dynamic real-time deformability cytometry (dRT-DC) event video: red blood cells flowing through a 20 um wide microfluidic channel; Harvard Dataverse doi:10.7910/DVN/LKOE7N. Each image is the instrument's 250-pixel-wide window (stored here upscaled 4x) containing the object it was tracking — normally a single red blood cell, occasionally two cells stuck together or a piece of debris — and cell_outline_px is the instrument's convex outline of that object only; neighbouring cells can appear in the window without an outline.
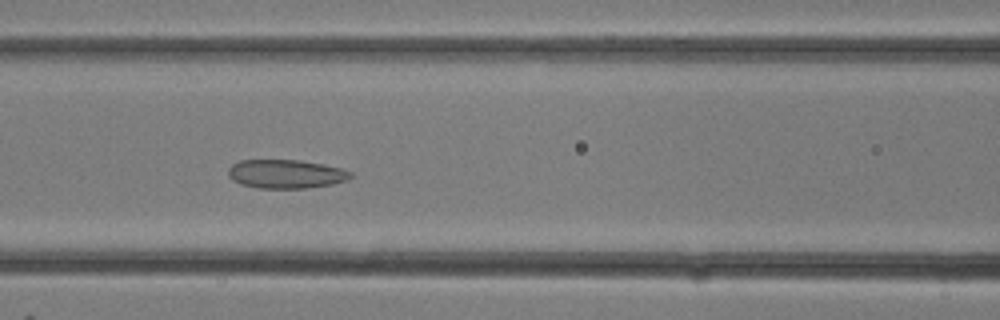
{"species": "common noctule bat (a hibernating species)", "species_latin": "Nyctalus noctula", "temperature_condition": "room temperature", "stored_images_in_passage": 29, "camera_frame_rate_fps": 3000, "um_per_image_px": 0.085, "animal": {"sex": "female"}, "frame": {"image": 1, "passage_image": 12, "time_ms": 3.667, "image_size_px": [1000, 320], "cell_outline_px": [[352, 176], [348, 180], [332, 184], [308, 188], [256, 188], [240, 184], [232, 180], [228, 176], [228, 168], [232, 164], [240, 160], [300, 160], [324, 164], [344, 168], [352, 172]], "centroid_in_image_um": [24.31, 14.78], "position_along_channel_um": 142.3, "area_um2": 20.81}}
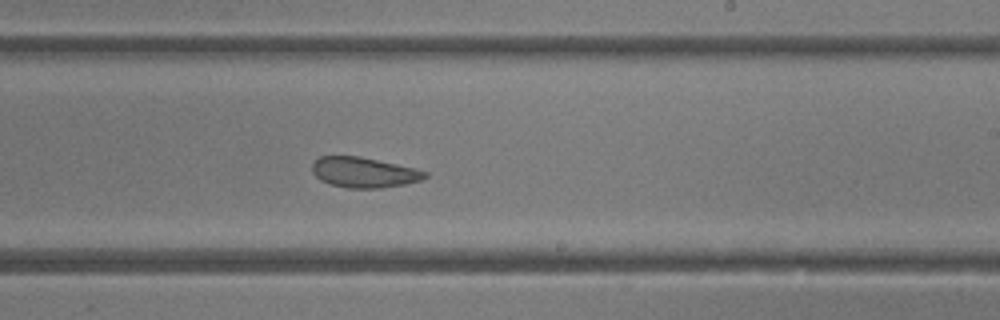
{"frame": {"image": 2, "passage_image": 17, "time_ms": 5.333, "image_size_px": [1000, 320], "cell_outline_px": [[428, 176], [420, 180], [404, 184], [380, 188], [348, 188], [332, 184], [320, 180], [312, 172], [312, 164], [320, 156], [360, 156], [416, 168], [428, 172]], "centroid_in_image_um": [30.94, 14.65], "position_along_channel_um": 258.1, "area_um2": 19.88}}
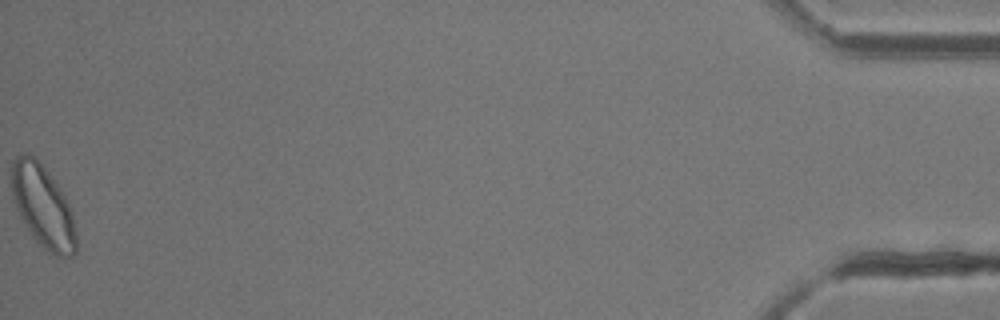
{"frame": {"image": 3, "passage_image": 29, "time_ms": 9.333, "image_size_px": [1000, 320], "cell_outline_px": [[76, 252], [72, 256], [52, 256], [32, 236], [20, 216], [16, 208], [12, 196], [12, 160], [16, 156], [24, 152], [28, 152], [36, 156], [60, 188], [72, 212], [76, 232]], "centroid_in_image_um": [3.64, 17.52], "position_along_channel_um": 431.6, "area_um2": 31.1}}